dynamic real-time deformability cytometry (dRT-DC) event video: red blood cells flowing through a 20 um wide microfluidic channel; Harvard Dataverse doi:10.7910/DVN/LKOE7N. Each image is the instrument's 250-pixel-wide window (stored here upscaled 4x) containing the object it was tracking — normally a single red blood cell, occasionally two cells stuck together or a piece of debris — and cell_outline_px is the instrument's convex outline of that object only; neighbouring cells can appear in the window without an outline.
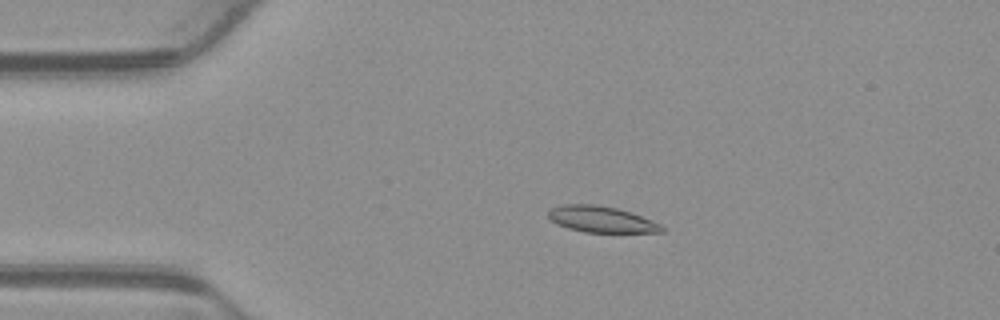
{"species": "common noctule bat (a hibernating species)", "species_latin": "Nyctalus noctula", "temperature_condition": "warm", "stored_images_in_passage": 53, "camera_frame_rate_fps": 3000, "um_per_image_px": 0.085, "animal": {"sex": "male", "body_mass_g": 23.1, "forearm_length_mm": 52.7}, "frame": {"image": 1, "passage_image": 11, "time_ms": 3.333, "image_size_px": [1000, 320], "cell_outline_px": [[664, 232], [584, 232], [568, 228], [556, 224], [548, 216], [548, 212], [552, 208], [564, 204], [596, 204], [616, 208], [632, 212], [652, 220], [660, 224], [664, 228]], "centroid_in_image_um": [51.12, 18.64], "position_along_channel_um": 33.9, "area_um2": 17.28}}
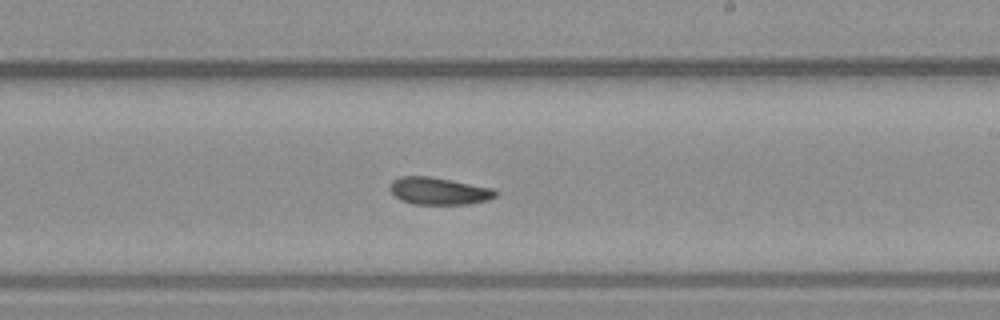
{"frame": {"image": 2, "passage_image": 31, "time_ms": 10.0, "image_size_px": [1000, 320], "cell_outline_px": [[500, 192], [496, 196], [488, 200], [468, 204], [412, 204], [400, 200], [388, 188], [392, 180], [400, 176], [428, 176], [492, 188]], "centroid_in_image_um": [37.28, 16.24], "position_along_channel_um": 251.7, "area_um2": 16.76}}
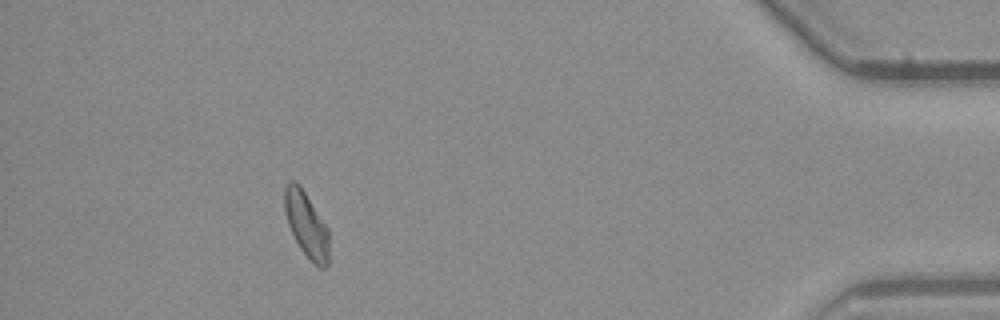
{"frame": {"image": 3, "passage_image": 48, "time_ms": 15.667, "image_size_px": [1000, 320], "cell_outline_px": [[328, 264], [324, 268], [320, 268], [300, 248], [288, 224], [284, 212], [284, 188], [288, 180], [296, 180], [300, 184], [328, 228]], "centroid_in_image_um": [26.02, 19.01], "position_along_channel_um": 409.2, "area_um2": 16.82}}